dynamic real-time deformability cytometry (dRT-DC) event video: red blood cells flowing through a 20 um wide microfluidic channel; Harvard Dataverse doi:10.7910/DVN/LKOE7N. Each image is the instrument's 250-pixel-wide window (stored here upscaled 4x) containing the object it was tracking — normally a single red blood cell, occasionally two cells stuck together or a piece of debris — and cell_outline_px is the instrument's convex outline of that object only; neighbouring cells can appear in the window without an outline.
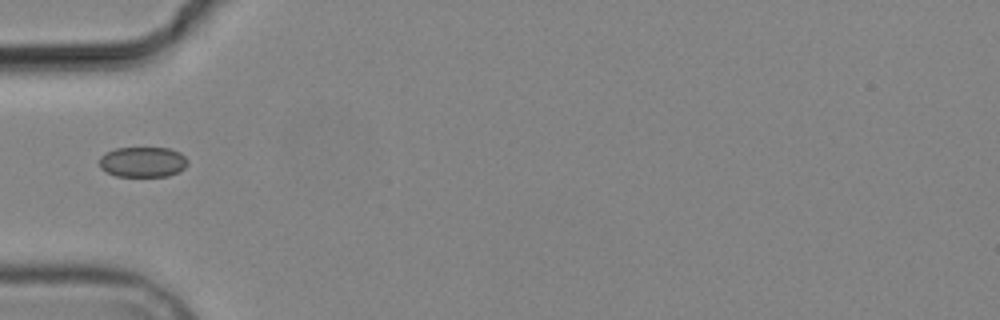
{"species": "common noctule bat (a hibernating species)", "species_latin": "Nyctalus noctula", "temperature_condition": "cold", "stored_images_in_passage": 1, "camera_frame_rate_fps": 3000, "um_per_image_px": 0.085, "animal": {"sex": "male", "body_mass_g": 19.2, "forearm_length_mm": 51.8}, "frame": {"image": 1, "passage_image": 1, "time_ms": 0.0, "image_size_px": [1000, 320], "cell_outline_px": [[188, 164], [184, 168], [168, 176], [116, 176], [100, 168], [100, 156], [116, 148], [168, 148], [180, 152], [188, 160]], "centroid_in_image_um": [12.15, 13.76], "position_along_channel_um": 72.9, "area_um2": 15.49}}